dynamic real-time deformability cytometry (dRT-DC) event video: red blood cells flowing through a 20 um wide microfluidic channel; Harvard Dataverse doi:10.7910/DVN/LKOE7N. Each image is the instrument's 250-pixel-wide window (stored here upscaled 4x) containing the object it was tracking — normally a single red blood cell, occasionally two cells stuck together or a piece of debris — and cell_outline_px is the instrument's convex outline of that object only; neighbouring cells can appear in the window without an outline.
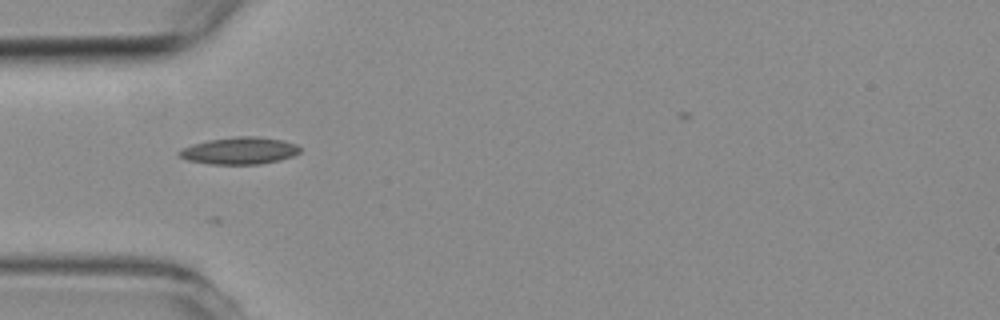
{"species": "common noctule bat (a hibernating species)", "species_latin": "Nyctalus noctula", "temperature_condition": "room temperature", "stored_images_in_passage": 5, "camera_frame_rate_fps": 3000, "um_per_image_px": 0.085, "animal": {"sex": "female", "body_mass_g": 19.3, "forearm_length_mm": 54.1}, "frame": {"image": 1, "passage_image": 5, "time_ms": 5.0, "image_size_px": [1000, 320], "cell_outline_px": [[300, 152], [292, 156], [280, 160], [260, 164], [208, 164], [188, 160], [180, 156], [176, 152], [192, 144], [208, 140], [240, 136], [256, 136], [284, 140], [296, 144], [300, 148]], "centroid_in_image_um": [20.37, 12.81], "position_along_channel_um": 64.6, "area_um2": 19.02}}